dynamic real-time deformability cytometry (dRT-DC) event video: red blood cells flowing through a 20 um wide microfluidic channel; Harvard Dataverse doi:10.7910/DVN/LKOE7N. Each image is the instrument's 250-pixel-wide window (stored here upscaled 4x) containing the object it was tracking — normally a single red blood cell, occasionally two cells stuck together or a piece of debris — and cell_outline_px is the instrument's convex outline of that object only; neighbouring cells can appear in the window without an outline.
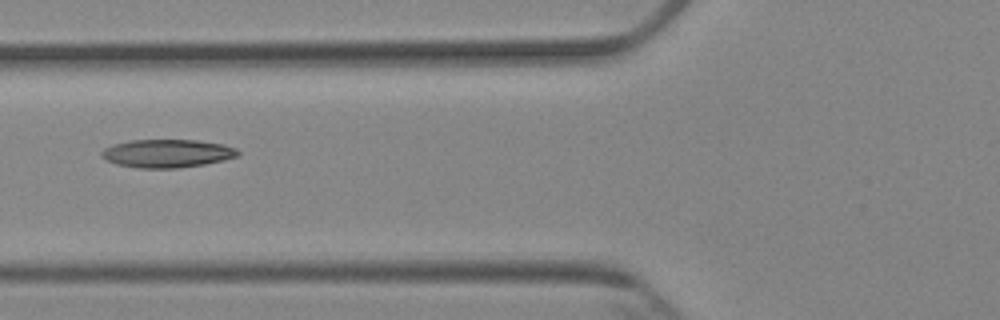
{"species": "Egyptian fruit bat (a non-hibernating species)", "species_latin": "Rousettus aegyptiacus", "temperature_condition": "cold", "stored_images_in_passage": 6, "camera_frame_rate_fps": 3000, "um_per_image_px": 0.085, "animal": {"sex": "female"}, "frame": {"image": 1, "passage_image": 6, "time_ms": 6.333, "image_size_px": [1000, 320], "cell_outline_px": [[240, 156], [224, 160], [204, 164], [180, 168], [140, 168], [116, 164], [100, 156], [100, 152], [104, 148], [112, 144], [132, 140], [196, 140], [224, 144], [236, 148], [240, 152]], "centroid_in_image_um": [14.23, 13.04], "position_along_channel_um": 111.6, "area_um2": 22.54}}